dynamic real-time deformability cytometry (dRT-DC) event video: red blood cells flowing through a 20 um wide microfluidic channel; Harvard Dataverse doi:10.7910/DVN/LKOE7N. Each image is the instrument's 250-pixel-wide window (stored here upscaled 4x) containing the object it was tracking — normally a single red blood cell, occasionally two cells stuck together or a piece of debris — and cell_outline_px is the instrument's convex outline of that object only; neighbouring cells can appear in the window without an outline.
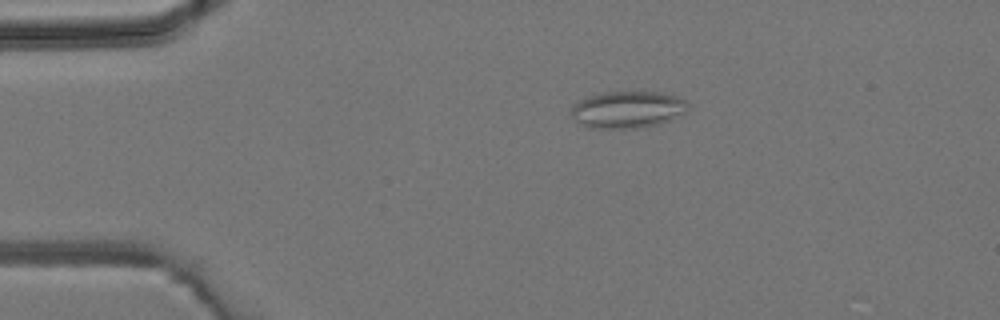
{"species": "common noctule bat (a hibernating species)", "species_latin": "Nyctalus noctula", "temperature_condition": "room temperature", "stored_images_in_passage": 3, "camera_frame_rate_fps": 3000, "um_per_image_px": 0.085, "animal": {"sex": "male", "body_mass_g": 19.2, "forearm_length_mm": 51.8}, "frame": {"image": 1, "passage_image": 2, "time_ms": 1.333, "image_size_px": [1000, 320], "cell_outline_px": [[688, 108], [684, 112], [660, 124], [640, 128], [588, 128], [580, 124], [568, 112], [580, 100], [588, 96], [604, 92], [664, 92], [676, 96], [684, 100], [688, 104]], "centroid_in_image_um": [53.32, 9.32], "position_along_channel_um": 31.7, "area_um2": 25.09}}